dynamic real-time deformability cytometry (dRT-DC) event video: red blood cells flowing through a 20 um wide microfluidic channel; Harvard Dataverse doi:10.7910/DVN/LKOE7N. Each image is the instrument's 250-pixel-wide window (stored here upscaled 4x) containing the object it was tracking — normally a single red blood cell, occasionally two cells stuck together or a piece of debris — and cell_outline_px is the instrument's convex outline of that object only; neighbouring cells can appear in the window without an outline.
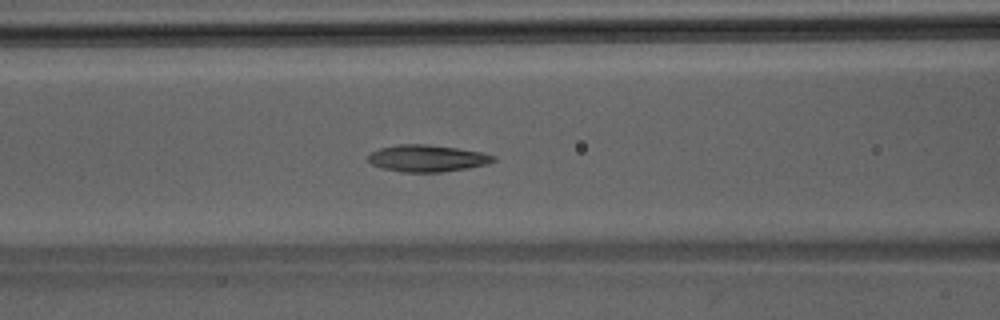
{"species": "Egyptian fruit bat (a non-hibernating species)", "species_latin": "Rousettus aegyptiacus", "temperature_condition": "room temperature", "stored_images_in_passage": 11, "camera_frame_rate_fps": 3000, "um_per_image_px": 0.085, "animal": {"sex": "male"}, "frame": {"image": 1, "passage_image": 5, "time_ms": 1.333, "image_size_px": [1000, 320], "cell_outline_px": [[496, 160], [488, 164], [468, 168], [440, 172], [400, 172], [380, 168], [372, 164], [368, 160], [368, 156], [372, 152], [380, 148], [400, 144], [428, 144], [456, 148], [480, 152], [496, 156]], "centroid_in_image_um": [36.31, 13.46], "position_along_channel_um": 130.3, "area_um2": 19.59}}
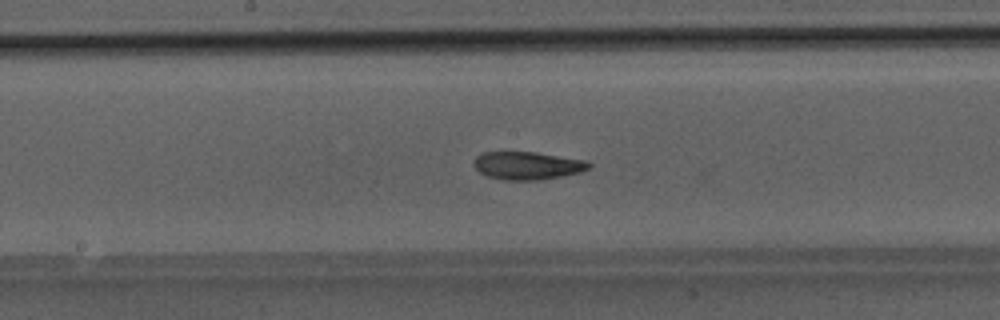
{"frame": {"image": 2, "passage_image": 10, "time_ms": 3.0, "image_size_px": [1000, 320], "cell_outline_px": [[592, 164], [588, 168], [580, 172], [540, 180], [504, 180], [488, 176], [480, 172], [472, 164], [476, 156], [484, 152], [536, 152], [584, 160]], "centroid_in_image_um": [44.8, 14.07], "position_along_channel_um": 203.4, "area_um2": 18.55}}